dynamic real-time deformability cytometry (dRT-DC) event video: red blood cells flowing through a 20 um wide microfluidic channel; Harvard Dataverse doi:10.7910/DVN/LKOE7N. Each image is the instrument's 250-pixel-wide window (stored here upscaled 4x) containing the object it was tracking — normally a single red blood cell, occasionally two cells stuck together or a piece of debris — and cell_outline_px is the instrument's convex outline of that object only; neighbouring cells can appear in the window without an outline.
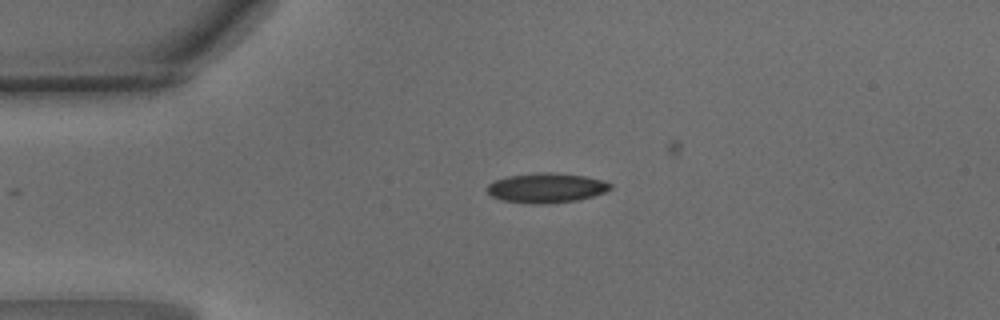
{"species": "common noctule bat (a hibernating species)", "species_latin": "Nyctalus noctula", "temperature_condition": "warm", "stored_images_in_passage": 17, "camera_frame_rate_fps": 3000, "um_per_image_px": 0.085, "animal": {"sex": "male", "body_mass_g": 15.6}, "frame": {"image": 1, "passage_image": 1, "time_ms": 0.0, "image_size_px": [1000, 320], "cell_outline_px": [[612, 188], [604, 192], [592, 196], [576, 200], [540, 204], [532, 204], [500, 200], [492, 196], [488, 192], [488, 184], [496, 180], [508, 176], [536, 172], [552, 172], [584, 176], [604, 180], [612, 184]], "centroid_in_image_um": [46.44, 15.96], "position_along_channel_um": 38.6, "area_um2": 21.27}}
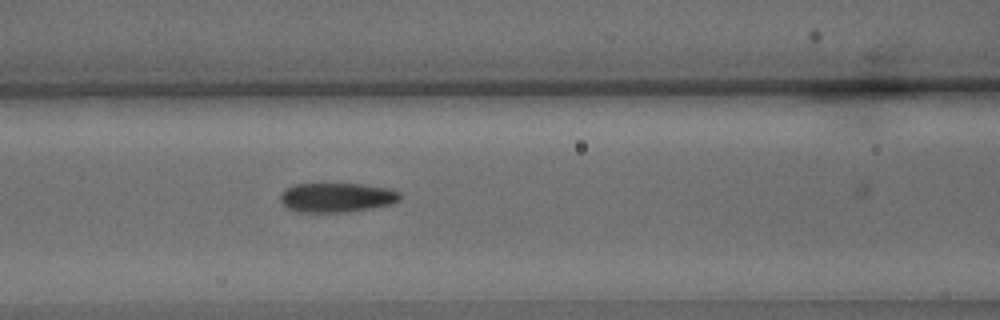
{"frame": {"image": 2, "passage_image": 10, "time_ms": 3.0, "image_size_px": [1000, 320], "cell_outline_px": [[400, 200], [392, 204], [372, 208], [344, 212], [296, 212], [288, 208], [280, 200], [280, 192], [284, 188], [292, 184], [360, 184], [388, 188], [400, 192]], "centroid_in_image_um": [28.59, 16.78], "position_along_channel_um": 138.0, "area_um2": 20.63}}
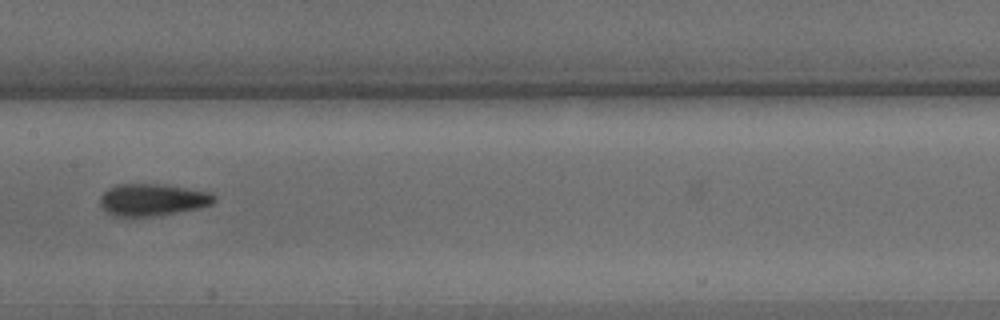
{"frame": {"image": 3, "passage_image": 14, "time_ms": 4.333, "image_size_px": [1000, 320], "cell_outline_px": [[216, 200], [212, 204], [200, 208], [152, 216], [112, 216], [100, 204], [100, 196], [108, 188], [116, 184], [164, 184], [212, 192], [216, 196]], "centroid_in_image_um": [12.99, 16.96], "position_along_channel_um": 194.4, "area_um2": 21.39}}